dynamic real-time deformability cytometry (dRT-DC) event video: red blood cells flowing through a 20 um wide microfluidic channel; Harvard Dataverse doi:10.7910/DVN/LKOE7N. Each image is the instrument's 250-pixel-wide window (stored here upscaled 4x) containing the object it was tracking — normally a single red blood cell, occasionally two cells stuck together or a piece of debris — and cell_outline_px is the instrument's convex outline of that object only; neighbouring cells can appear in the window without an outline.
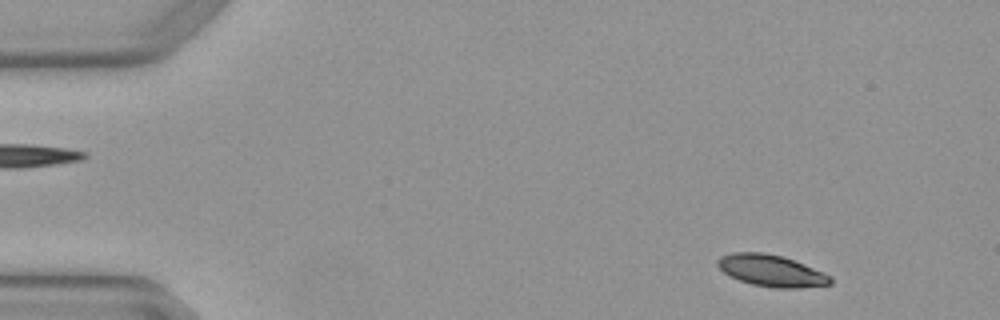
{"species": "Egyptian fruit bat (a non-hibernating species)", "species_latin": "Rousettus aegyptiacus", "temperature_condition": "warm", "stored_images_in_passage": 5, "segment_of_instrument_passage": [2, 2], "camera_frame_rate_fps": 3000, "um_per_image_px": 0.085, "animal": {"sex": "female"}, "frame": {"image": 1, "passage_image": 5, "time_ms": 1.333, "image_size_px": [1000, 320], "cell_outline_px": [[832, 284], [800, 288], [776, 288], [752, 284], [740, 280], [724, 272], [716, 264], [716, 260], [720, 256], [732, 252], [764, 252], [784, 256], [824, 272], [832, 276]], "centroid_in_image_um": [65.58, 22.99], "position_along_channel_um": 19.4, "area_um2": 20.92}}